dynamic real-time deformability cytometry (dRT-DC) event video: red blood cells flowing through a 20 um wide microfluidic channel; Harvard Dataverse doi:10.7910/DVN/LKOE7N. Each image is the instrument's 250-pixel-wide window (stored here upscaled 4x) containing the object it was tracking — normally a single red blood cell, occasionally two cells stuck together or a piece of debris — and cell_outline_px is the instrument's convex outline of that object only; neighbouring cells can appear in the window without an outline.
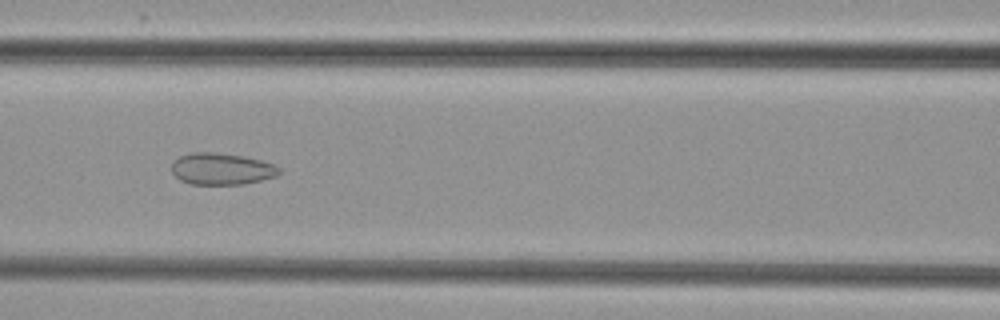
{"species": "common noctule bat (a hibernating species)", "species_latin": "Nyctalus noctula", "temperature_condition": "cold", "stored_images_in_passage": 8, "camera_frame_rate_fps": 3000, "um_per_image_px": 0.085, "animal": {"sex": "female", "body_mass_g": 29.2, "forearm_length_mm": 56.3}, "frame": {"image": 1, "passage_image": 6, "time_ms": 6.0, "image_size_px": [1000, 320], "cell_outline_px": [[280, 172], [276, 176], [244, 184], [192, 184], [180, 180], [172, 172], [172, 160], [180, 156], [192, 152], [216, 152], [244, 156], [276, 164], [280, 168]], "centroid_in_image_um": [18.83, 14.34], "position_along_channel_um": 147.8, "area_um2": 19.94}}
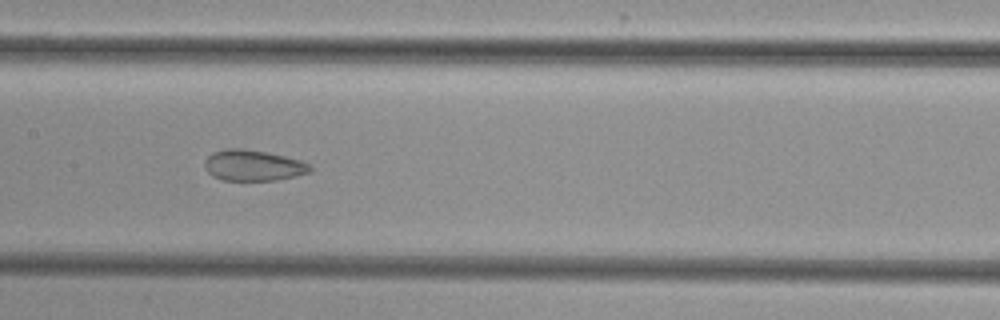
{"frame": {"image": 2, "passage_image": 7, "time_ms": 7.0, "image_size_px": [1000, 320], "cell_outline_px": [[312, 172], [296, 176], [276, 180], [220, 180], [212, 176], [208, 172], [204, 164], [204, 160], [212, 152], [228, 148], [244, 148], [284, 156], [300, 160], [308, 164], [312, 168]], "centroid_in_image_um": [21.5, 14.06], "position_along_channel_um": 185.9, "area_um2": 19.02}}
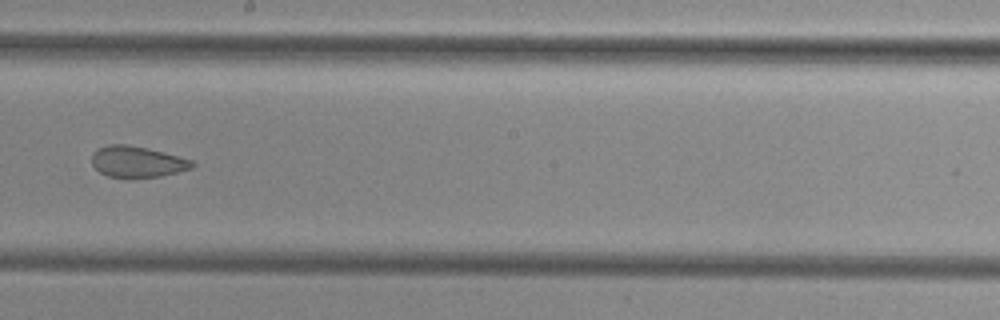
{"frame": {"image": 3, "passage_image": 8, "time_ms": 8.333, "image_size_px": [1000, 320], "cell_outline_px": [[196, 164], [192, 168], [160, 176], [128, 180], [108, 176], [100, 172], [92, 164], [92, 152], [96, 148], [108, 144], [124, 144], [148, 148], [192, 160]], "centroid_in_image_um": [11.62, 13.77], "position_along_channel_um": 236.6, "area_um2": 18.61}}